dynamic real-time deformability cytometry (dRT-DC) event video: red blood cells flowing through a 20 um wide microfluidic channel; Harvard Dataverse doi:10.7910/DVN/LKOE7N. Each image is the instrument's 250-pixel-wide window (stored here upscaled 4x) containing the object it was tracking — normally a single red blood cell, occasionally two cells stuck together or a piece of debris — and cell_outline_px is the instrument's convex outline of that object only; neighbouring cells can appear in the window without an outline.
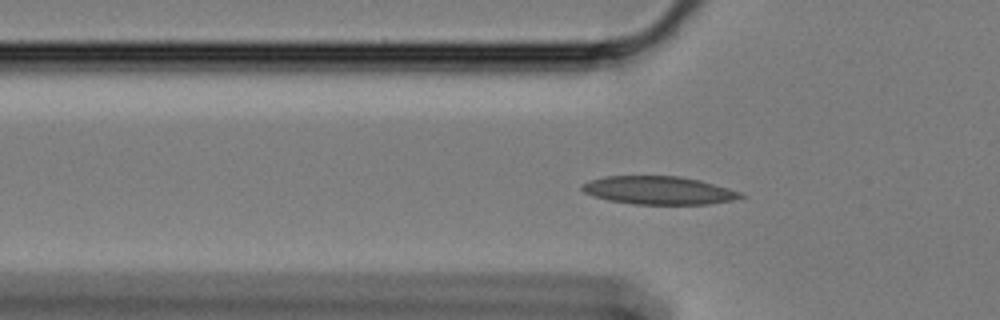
{"species": "Egyptian fruit bat (a non-hibernating species)", "species_latin": "Rousettus aegyptiacus", "temperature_condition": "cold", "stored_images_in_passage": 44, "camera_frame_rate_fps": 3000, "um_per_image_px": 0.085, "animal": {"sex": "female"}, "frame": {"image": 1, "passage_image": 3, "time_ms": 0.667, "image_size_px": [1000, 320], "cell_outline_px": [[744, 196], [732, 200], [708, 204], [632, 204], [608, 200], [592, 196], [584, 192], [580, 188], [580, 184], [588, 180], [604, 176], [680, 176], [700, 180], [728, 188], [740, 192]], "centroid_in_image_um": [55.91, 16.17], "position_along_channel_um": 69.9, "area_um2": 26.07}}
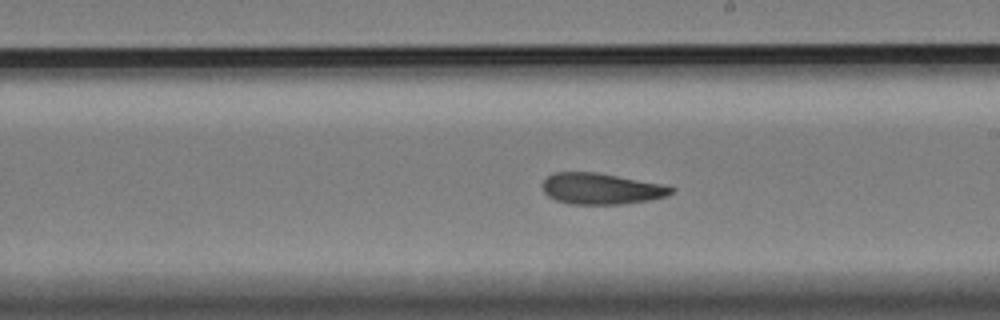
{"frame": {"image": 2, "passage_image": 18, "time_ms": 5.667, "image_size_px": [1000, 320], "cell_outline_px": [[676, 188], [668, 196], [648, 200], [624, 204], [568, 204], [556, 200], [548, 196], [544, 192], [544, 180], [548, 176], [556, 172], [596, 172], [664, 184]], "centroid_in_image_um": [51.14, 16.04], "position_along_channel_um": 237.9, "area_um2": 23.35}}
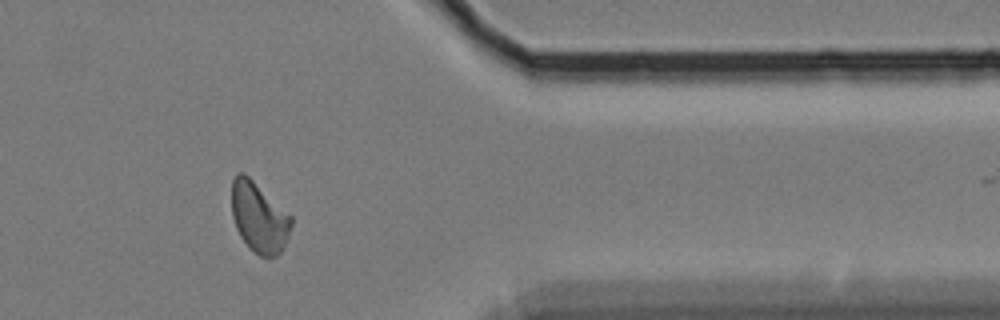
{"frame": {"image": 3, "passage_image": 33, "time_ms": 10.667, "image_size_px": [1000, 320], "cell_outline_px": [[292, 224], [284, 248], [276, 256], [268, 260], [260, 256], [248, 248], [240, 236], [236, 228], [232, 216], [232, 180], [236, 172], [244, 172], [292, 216]], "centroid_in_image_um": [22.01, 18.51], "position_along_channel_um": 389.4, "area_um2": 24.68}, "authors_computed_cell_mechanics": {"area_um2": 23.9581, "velocity_mm_per_s": 3.352, "shape_relaxation_time_tau1_ms": null, "shape_relaxation_time_tau2_ms": 3.0857, "deformation_change_tau1": null, "deformation_change_tau2": 0.0834}}